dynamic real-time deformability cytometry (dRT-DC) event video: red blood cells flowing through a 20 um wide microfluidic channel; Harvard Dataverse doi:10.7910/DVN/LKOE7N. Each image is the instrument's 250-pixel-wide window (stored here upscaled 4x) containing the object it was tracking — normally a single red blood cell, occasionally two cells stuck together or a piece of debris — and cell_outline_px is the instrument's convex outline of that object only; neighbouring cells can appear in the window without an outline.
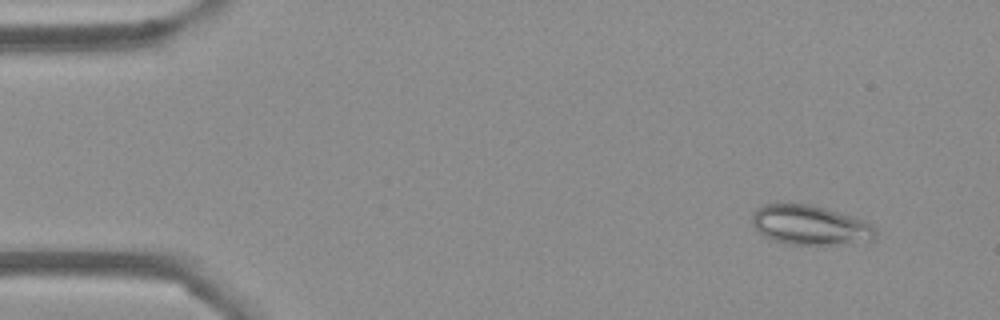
{"species": "Egyptian fruit bat (a non-hibernating species)", "species_latin": "Rousettus aegyptiacus", "temperature_condition": "cold", "stored_images_in_passage": 53, "camera_frame_rate_fps": 3000, "um_per_image_px": 0.085, "frame": {"image": 1, "passage_image": 4, "time_ms": 1.0, "image_size_px": [1000, 320], "cell_outline_px": [[876, 236], [872, 240], [836, 244], [784, 244], [764, 236], [752, 224], [752, 212], [756, 208], [764, 204], [776, 200], [812, 204], [852, 216], [864, 220], [872, 224], [876, 228]], "centroid_in_image_um": [68.8, 19.08], "position_along_channel_um": 16.2, "area_um2": 29.13}}
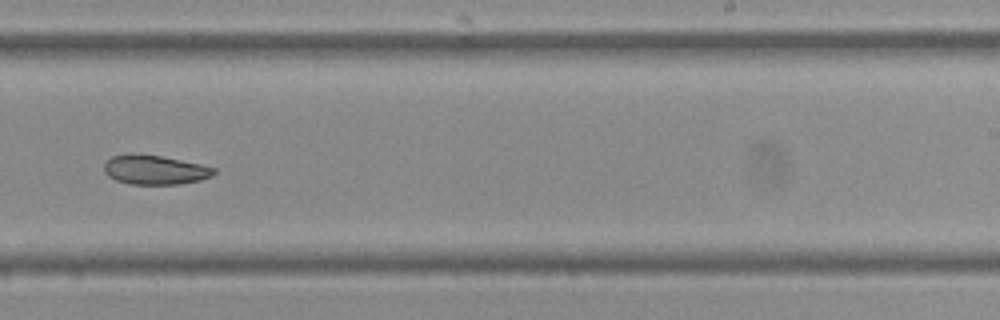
{"frame": {"image": 2, "passage_image": 33, "time_ms": 10.667, "image_size_px": [1000, 320], "cell_outline_px": [[216, 172], [212, 176], [200, 180], [180, 184], [132, 184], [116, 180], [108, 176], [104, 172], [104, 164], [112, 156], [136, 152], [160, 156], [200, 164], [216, 168]], "centroid_in_image_um": [13.15, 14.42], "position_along_channel_um": 275.8, "area_um2": 18.84}}
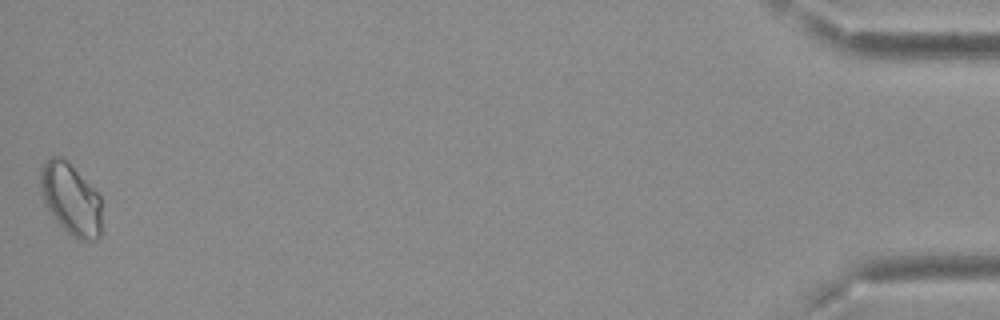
{"frame": {"image": 3, "passage_image": 53, "time_ms": 17.333, "image_size_px": [1000, 320], "cell_outline_px": [[104, 232], [96, 240], [76, 240], [52, 216], [44, 200], [40, 188], [40, 168], [52, 156], [64, 156], [100, 196]], "centroid_in_image_um": [6.07, 16.95], "position_along_channel_um": 429.1, "area_um2": 25.95}, "authors_computed_cell_mechanics": {"area_um2": 21.4438, "velocity_mm_per_s": 3.7212, "shape_relaxation_time_tau1_ms": null, "shape_relaxation_time_tau2_ms": 7.1903, "deformation_change_tau1": null, "deformation_change_tau2": 0.1028}}